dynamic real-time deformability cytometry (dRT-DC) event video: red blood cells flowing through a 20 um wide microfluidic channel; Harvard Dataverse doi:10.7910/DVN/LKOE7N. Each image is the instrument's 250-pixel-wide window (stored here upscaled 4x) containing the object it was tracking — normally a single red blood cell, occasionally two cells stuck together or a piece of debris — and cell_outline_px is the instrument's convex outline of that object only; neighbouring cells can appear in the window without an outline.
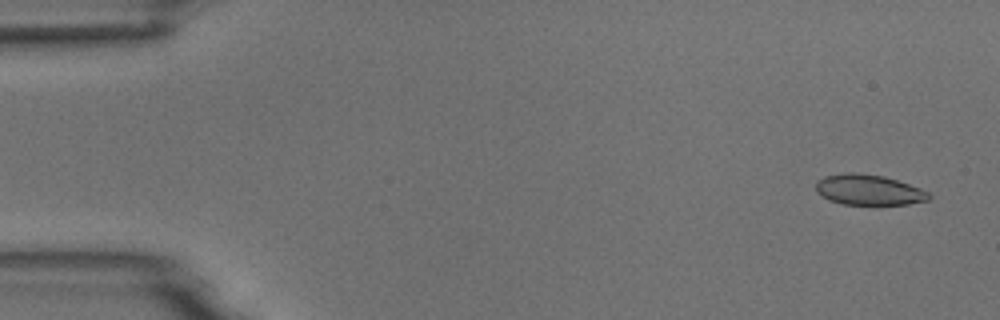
{"species": "common noctule bat (a hibernating species)", "species_latin": "Nyctalus noctula", "temperature_condition": "room temperature", "stored_images_in_passage": 4, "camera_frame_rate_fps": 3000, "um_per_image_px": 0.085, "animal": {"sex": "male", "body_mass_g": 18.8}, "frame": {"image": 1, "passage_image": 1, "time_ms": 0.0, "image_size_px": [1000, 320], "cell_outline_px": [[932, 196], [928, 200], [908, 204], [876, 208], [844, 204], [828, 200], [816, 192], [816, 180], [824, 176], [848, 172], [856, 172], [884, 176], [920, 188], [928, 192]], "centroid_in_image_um": [73.84, 16.19], "position_along_channel_um": 11.2, "area_um2": 20.98}}